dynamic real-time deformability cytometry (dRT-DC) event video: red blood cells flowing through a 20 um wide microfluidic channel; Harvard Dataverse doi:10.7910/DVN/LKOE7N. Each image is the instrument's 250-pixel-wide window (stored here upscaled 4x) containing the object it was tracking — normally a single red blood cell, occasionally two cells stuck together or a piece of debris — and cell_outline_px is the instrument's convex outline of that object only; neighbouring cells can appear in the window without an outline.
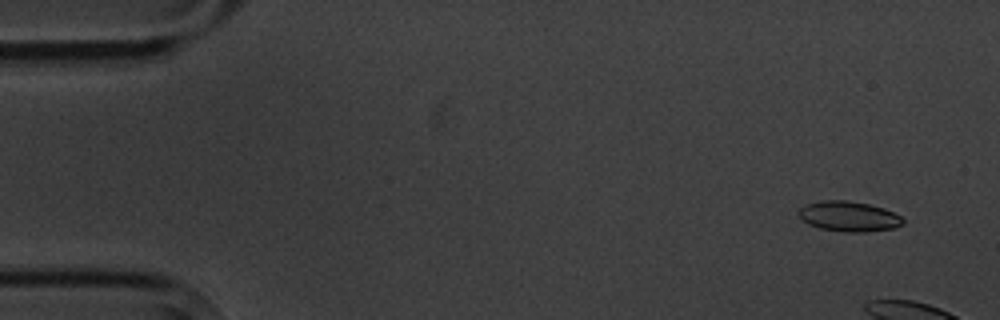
{"species": "common noctule bat (a hibernating species)", "species_latin": "Nyctalus noctula", "temperature_condition": "cold", "stored_images_in_passage": 5, "camera_frame_rate_fps": 3000, "um_per_image_px": 0.085, "animal": {"sex": "male", "body_mass_g": 20.1, "forearm_length_mm": 53.5}, "frame": {"image": 1, "passage_image": 1, "time_ms": 0.0, "image_size_px": [1000, 320], "cell_outline_px": [[904, 224], [896, 228], [864, 232], [840, 232], [820, 228], [808, 224], [796, 212], [800, 208], [808, 204], [824, 200], [844, 200], [868, 204], [884, 208], [900, 216], [904, 220]], "centroid_in_image_um": [72.17, 18.4], "position_along_channel_um": 12.8, "area_um2": 18.32}}
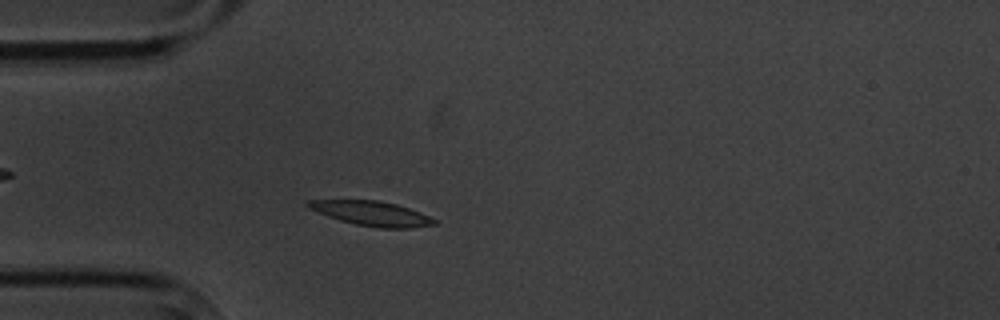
{"frame": {"image": 2, "passage_image": 5, "time_ms": 5.333, "image_size_px": [1000, 320], "cell_outline_px": [[436, 224], [412, 228], [380, 228], [356, 224], [340, 220], [328, 216], [308, 208], [304, 204], [308, 200], [376, 200], [396, 204], [420, 212], [436, 220]], "centroid_in_image_um": [31.58, 18.14], "position_along_channel_um": 53.4, "area_um2": 17.92}}